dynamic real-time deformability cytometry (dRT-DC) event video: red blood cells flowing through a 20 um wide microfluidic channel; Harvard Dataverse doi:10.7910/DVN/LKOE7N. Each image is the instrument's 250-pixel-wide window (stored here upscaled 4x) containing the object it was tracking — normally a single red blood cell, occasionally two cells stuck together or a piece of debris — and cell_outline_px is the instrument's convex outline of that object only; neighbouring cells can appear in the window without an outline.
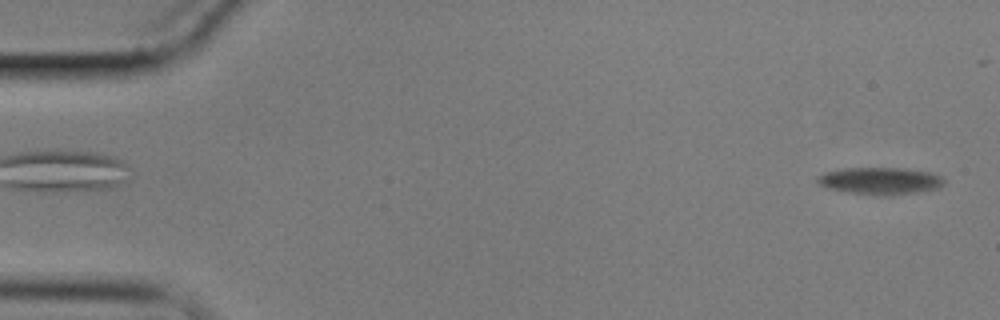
{"species": "common noctule bat (a hibernating species)", "species_latin": "Nyctalus noctula", "temperature_condition": "cold", "stored_images_in_passage": 71, "camera_frame_rate_fps": 3000, "um_per_image_px": 0.085, "animal": {"sex": "male", "body_mass_g": 17.9}, "frame": {"image": 1, "passage_image": 2, "time_ms": 0.333, "image_size_px": [1000, 320], "cell_outline_px": [[944, 184], [940, 188], [916, 192], [884, 196], [880, 196], [848, 192], [828, 188], [816, 184], [816, 176], [824, 172], [844, 168], [900, 168], [932, 172], [940, 176], [944, 180]], "centroid_in_image_um": [74.78, 15.37], "position_along_channel_um": 10.2, "area_um2": 20.17}}
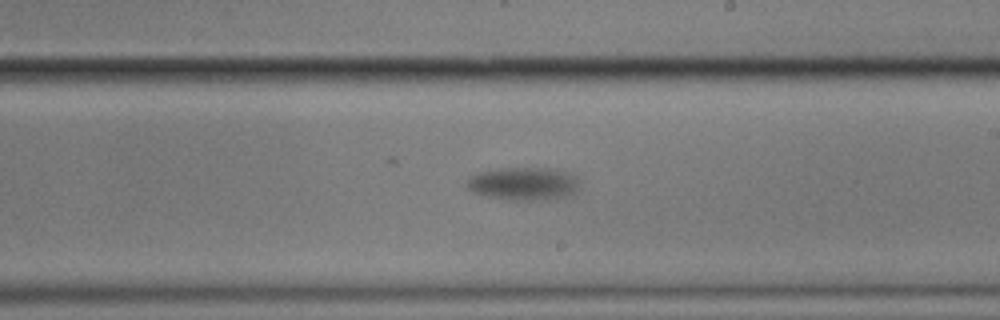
{"frame": {"image": 2, "passage_image": 41, "time_ms": 13.333, "image_size_px": [1000, 320], "cell_outline_px": [[580, 188], [572, 196], [552, 200], [512, 200], [488, 196], [472, 192], [468, 188], [468, 180], [472, 176], [480, 172], [500, 168], [552, 168], [568, 172], [580, 176]], "centroid_in_image_um": [44.65, 15.62], "position_along_channel_um": 244.4, "area_um2": 22.14}}
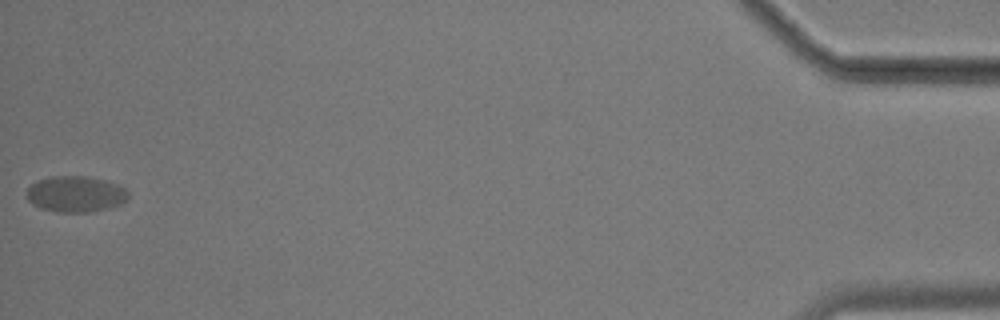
{"frame": {"image": 3, "passage_image": 71, "time_ms": 23.333, "image_size_px": [1000, 320], "cell_outline_px": [[128, 200], [120, 204], [92, 212], [56, 212], [40, 208], [32, 204], [28, 200], [28, 188], [36, 180], [52, 176], [88, 176], [120, 184], [128, 192]], "centroid_in_image_um": [6.44, 16.49], "position_along_channel_um": 428.8, "area_um2": 21.44}, "authors_computed_cell_mechanics": {"area_um2": 20.8658, "velocity_mm_per_s": 2.8694, "shape_relaxation_time_tau1_ms": 3.0352, "shape_relaxation_time_tau2_ms": null, "deformation_change_tau1": 0.1173, "deformation_change_tau2": null}}